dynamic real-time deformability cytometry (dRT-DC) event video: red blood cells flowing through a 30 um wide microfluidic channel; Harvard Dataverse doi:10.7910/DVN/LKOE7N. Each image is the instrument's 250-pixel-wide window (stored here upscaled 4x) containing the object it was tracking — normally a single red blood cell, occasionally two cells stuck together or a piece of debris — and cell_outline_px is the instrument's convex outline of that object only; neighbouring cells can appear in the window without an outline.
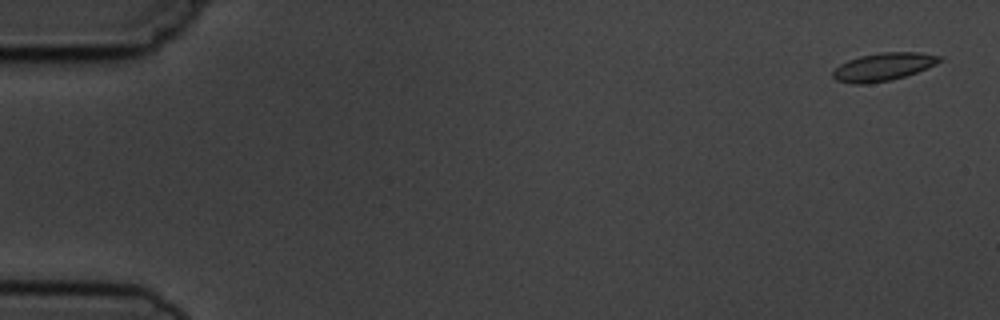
{"species": "common noctule bat (a hibernating species)", "species_latin": "Nyctalus noctula", "temperature_condition": "cold", "stored_images_in_passage": 7, "camera_frame_rate_fps": 3000, "um_per_image_px": 0.085, "animal": {"sex": "male", "body_mass_g": 19.5, "forearm_length_mm": 54.6}, "frame": {"image": 1, "passage_image": 1, "time_ms": 0.0, "image_size_px": [1000, 320], "cell_outline_px": [[944, 60], [936, 64], [916, 72], [892, 80], [868, 84], [852, 84], [836, 80], [832, 76], [832, 72], [840, 64], [848, 60], [860, 56], [880, 52], [920, 52], [944, 56]], "centroid_in_image_um": [75.1, 5.67], "position_along_channel_um": 9.9, "area_um2": 17.51}}
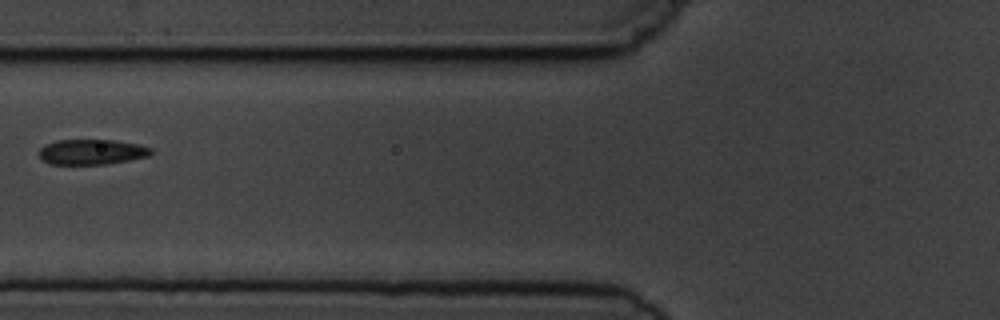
{"frame": {"image": 2, "passage_image": 6, "time_ms": 6.667, "image_size_px": [1000, 320], "cell_outline_px": [[152, 152], [148, 156], [108, 164], [48, 164], [40, 160], [40, 148], [44, 144], [56, 140], [112, 140], [136, 144], [152, 148]], "centroid_in_image_um": [7.74, 12.92], "position_along_channel_um": 118.1, "area_um2": 16.47}}
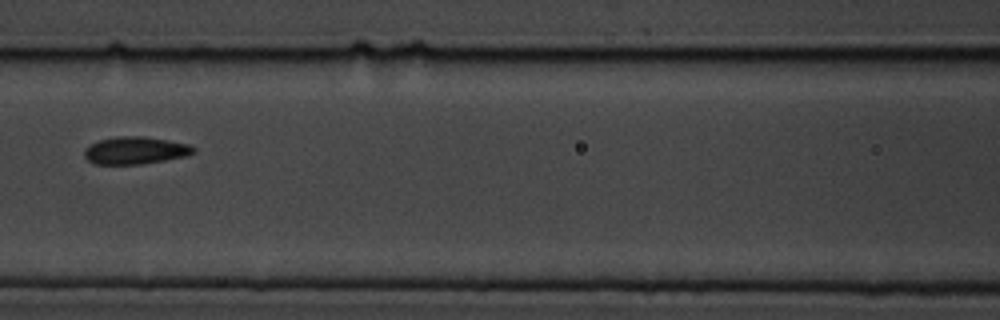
{"frame": {"image": 3, "passage_image": 7, "time_ms": 7.667, "image_size_px": [1000, 320], "cell_outline_px": [[196, 152], [188, 156], [140, 164], [92, 164], [84, 156], [84, 148], [100, 140], [116, 136], [144, 136], [188, 144], [196, 148]], "centroid_in_image_um": [11.5, 12.79], "position_along_channel_um": 155.1, "area_um2": 17.46}}